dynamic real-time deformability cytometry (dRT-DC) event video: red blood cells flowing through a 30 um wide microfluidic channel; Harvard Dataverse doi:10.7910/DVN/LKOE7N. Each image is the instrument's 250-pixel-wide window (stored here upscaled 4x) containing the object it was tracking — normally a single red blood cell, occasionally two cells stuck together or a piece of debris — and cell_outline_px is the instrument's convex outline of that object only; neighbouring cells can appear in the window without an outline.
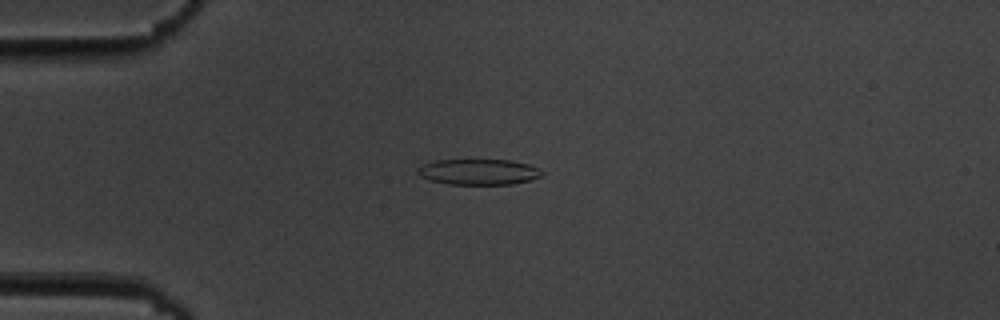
{"species": "common noctule bat (a hibernating species)", "species_latin": "Nyctalus noctula", "temperature_condition": "cold", "stored_images_in_passage": 7, "camera_frame_rate_fps": 3000, "um_per_image_px": 0.085, "animal": {"sex": "male", "body_mass_g": 19.5, "forearm_length_mm": 54.6}, "frame": {"image": 1, "passage_image": 4, "time_ms": 4.333, "image_size_px": [1000, 320], "cell_outline_px": [[544, 172], [540, 176], [532, 180], [512, 184], [448, 184], [432, 180], [420, 176], [416, 172], [416, 168], [424, 164], [436, 160], [512, 160], [528, 164], [540, 168]], "centroid_in_image_um": [40.71, 14.61], "position_along_channel_um": 44.3, "area_um2": 18.67}}
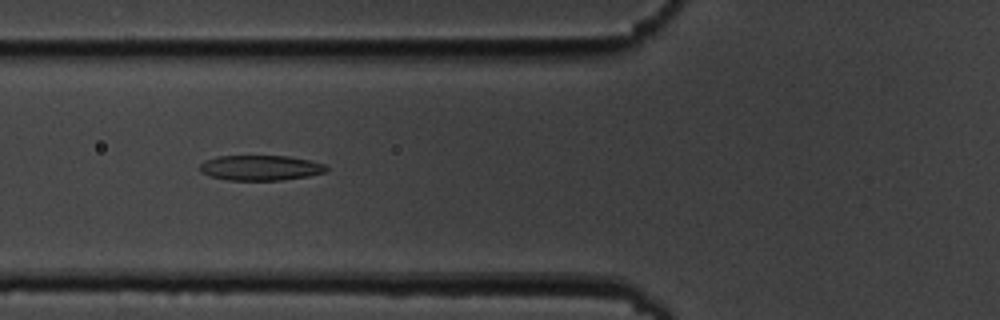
{"frame": {"image": 2, "passage_image": 6, "time_ms": 6.667, "image_size_px": [1000, 320], "cell_outline_px": [[328, 172], [308, 176], [280, 180], [228, 180], [212, 176], [200, 172], [200, 164], [204, 160], [216, 156], [288, 156], [312, 160], [324, 164], [328, 168]], "centroid_in_image_um": [22.17, 14.26], "position_along_channel_um": 103.6, "area_um2": 18.67}}
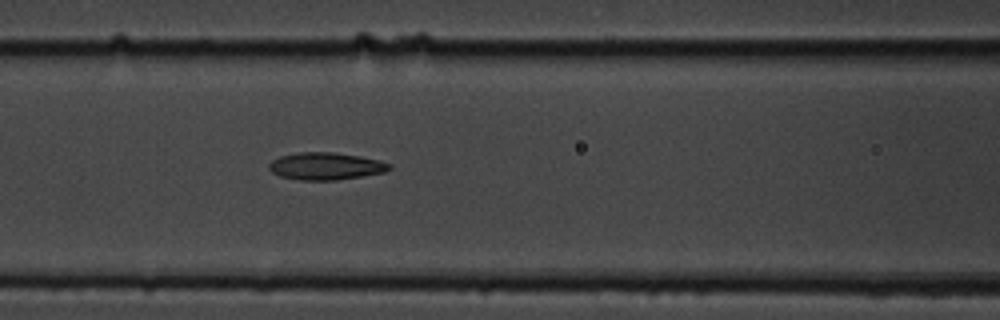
{"frame": {"image": 3, "passage_image": 7, "time_ms": 7.667, "image_size_px": [1000, 320], "cell_outline_px": [[392, 168], [384, 172], [336, 180], [300, 180], [280, 176], [272, 172], [268, 168], [268, 164], [272, 160], [280, 156], [300, 152], [332, 152], [360, 156], [380, 160], [392, 164]], "centroid_in_image_um": [27.69, 14.12], "position_along_channel_um": 138.9, "area_um2": 19.13}}